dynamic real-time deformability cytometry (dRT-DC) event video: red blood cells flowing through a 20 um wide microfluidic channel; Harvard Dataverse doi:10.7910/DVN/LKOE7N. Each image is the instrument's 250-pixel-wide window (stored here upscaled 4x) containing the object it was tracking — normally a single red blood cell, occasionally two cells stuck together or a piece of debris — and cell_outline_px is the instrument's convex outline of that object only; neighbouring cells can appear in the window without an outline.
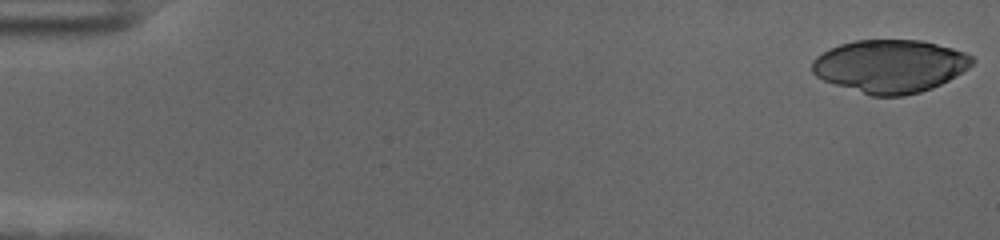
{"species": "human", "species_latin": "Homo sapiens", "temperature_condition": "cold", "stored_images_in_passage": 56, "camera_frame_rate_fps": 3000, "um_per_image_px": 0.085, "donor": {"sex": "female"}, "frame": {"image": 1, "passage_image": 1, "time_ms": 0.0, "image_size_px": [1000, 240], "cell_outline_px": [[976, 60], [968, 68], [956, 76], [932, 88], [920, 92], [904, 96], [872, 96], [824, 80], [816, 76], [812, 72], [812, 60], [816, 56], [840, 44], [856, 40], [920, 40], [952, 48], [964, 52], [972, 56]], "centroid_in_image_um": [75.67, 5.62], "position_along_channel_um": 9.3, "area_um2": 49.19}}
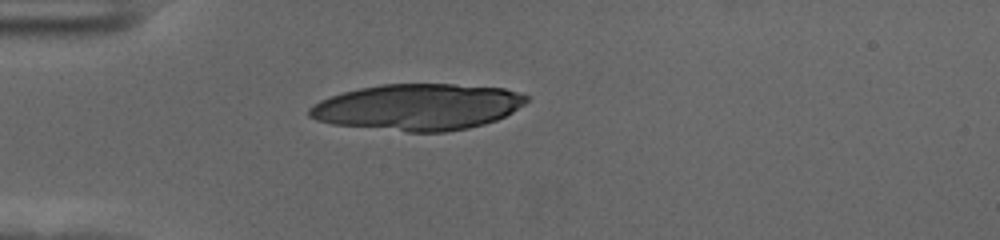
{"frame": {"image": 2, "passage_image": 16, "time_ms": 5.0, "image_size_px": [1000, 240], "cell_outline_px": [[528, 100], [524, 104], [512, 112], [496, 120], [484, 124], [468, 128], [444, 132], [408, 132], [332, 124], [316, 120], [308, 116], [308, 108], [320, 100], [344, 92], [360, 88], [380, 84], [452, 84], [504, 88], [528, 96]], "centroid_in_image_um": [35.5, 9.1], "position_along_channel_um": 49.5, "area_um2": 58.49}}